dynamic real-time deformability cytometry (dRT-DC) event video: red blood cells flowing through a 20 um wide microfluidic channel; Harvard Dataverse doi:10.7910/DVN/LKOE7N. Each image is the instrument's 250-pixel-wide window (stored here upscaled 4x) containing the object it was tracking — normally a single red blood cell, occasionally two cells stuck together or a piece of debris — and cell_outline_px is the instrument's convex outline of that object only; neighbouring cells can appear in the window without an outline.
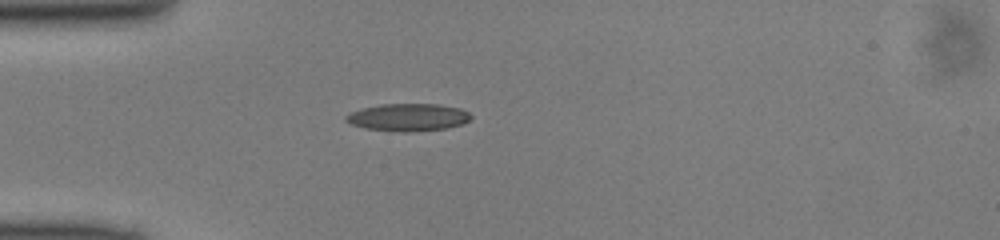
{"species": "common noctule bat (a hibernating species)", "species_latin": "Nyctalus noctula", "temperature_condition": "cold", "stored_images_in_passage": 48, "camera_frame_rate_fps": 3000, "um_per_image_px": 0.085, "animal": {"sex": "male", "body_mass_g": 13.0, "forearm_length_mm": 53.1}, "frame": {"image": 1, "passage_image": 13, "time_ms": 4.0, "image_size_px": [1000, 240], "cell_outline_px": [[472, 116], [464, 124], [448, 128], [412, 132], [400, 132], [364, 128], [352, 124], [344, 120], [344, 116], [352, 112], [364, 108], [380, 104], [440, 104], [460, 108], [468, 112]], "centroid_in_image_um": [34.71, 9.97], "position_along_channel_um": 50.3, "area_um2": 20.11}}
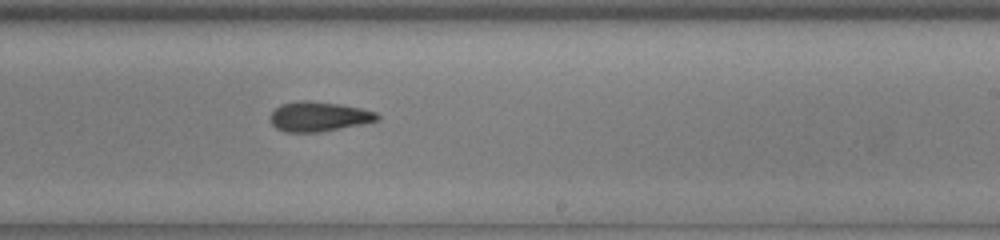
{"frame": {"image": 2, "passage_image": 29, "time_ms": 9.333, "image_size_px": [1000, 240], "cell_outline_px": [[380, 116], [376, 120], [360, 124], [320, 132], [284, 132], [276, 128], [268, 120], [268, 116], [280, 104], [300, 100], [308, 100], [340, 104], [360, 108], [376, 112]], "centroid_in_image_um": [27.02, 9.9], "position_along_channel_um": 262.0, "area_um2": 18.55}}
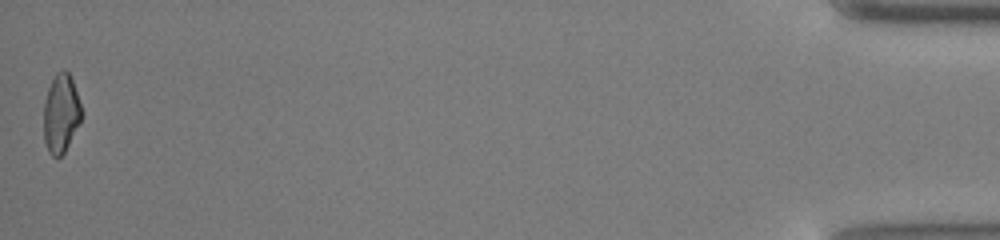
{"frame": {"image": 3, "passage_image": 48, "time_ms": 15.667, "image_size_px": [1000, 240], "cell_outline_px": [[80, 120], [64, 152], [60, 156], [52, 156], [48, 152], [44, 140], [44, 104], [48, 88], [56, 72], [64, 68], [68, 72], [72, 80], [80, 104]], "centroid_in_image_um": [5.15, 9.62], "position_along_channel_um": 430.1, "area_um2": 16.88}}